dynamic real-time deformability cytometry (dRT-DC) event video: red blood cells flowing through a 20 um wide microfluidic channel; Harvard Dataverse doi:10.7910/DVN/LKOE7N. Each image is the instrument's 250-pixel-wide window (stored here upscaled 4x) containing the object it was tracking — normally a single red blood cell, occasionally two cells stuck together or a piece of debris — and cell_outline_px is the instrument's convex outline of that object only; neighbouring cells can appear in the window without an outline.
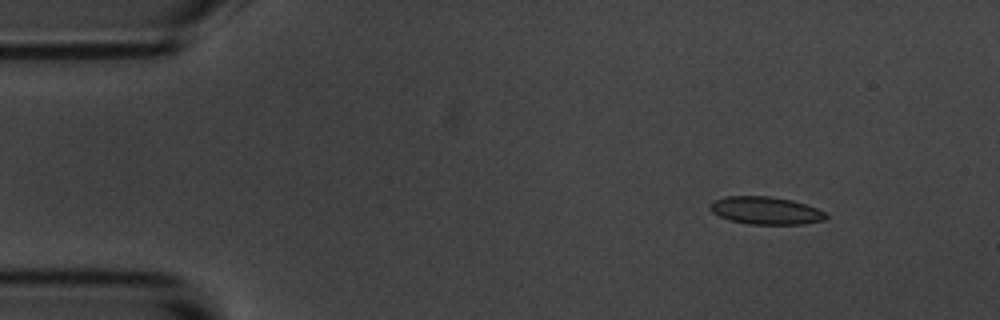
{"species": "common noctule bat (a hibernating species)", "species_latin": "Nyctalus noctula", "temperature_condition": "room temperature", "stored_images_in_passage": 4, "camera_frame_rate_fps": 3000, "um_per_image_px": 0.085, "animal": {"sex": "male", "body_mass_g": 20.1, "forearm_length_mm": 53.5}, "frame": {"image": 1, "passage_image": 1, "time_ms": 0.0, "image_size_px": [1000, 320], "cell_outline_px": [[828, 216], [824, 220], [804, 224], [748, 224], [728, 220], [712, 212], [712, 200], [724, 196], [768, 196], [792, 200], [816, 208], [824, 212]], "centroid_in_image_um": [65.08, 17.9], "position_along_channel_um": 19.9, "area_um2": 18.55}}
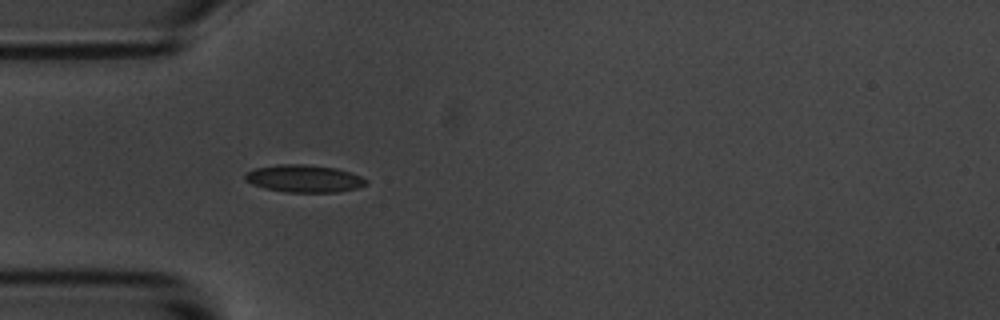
{"frame": {"image": 2, "passage_image": 4, "time_ms": 3.333, "image_size_px": [1000, 320], "cell_outline_px": [[368, 184], [356, 188], [336, 192], [288, 192], [264, 188], [252, 184], [244, 180], [244, 172], [252, 168], [276, 164], [304, 164], [336, 168], [360, 176], [368, 180]], "centroid_in_image_um": [25.78, 15.17], "position_along_channel_um": 59.2, "area_um2": 19.48}}